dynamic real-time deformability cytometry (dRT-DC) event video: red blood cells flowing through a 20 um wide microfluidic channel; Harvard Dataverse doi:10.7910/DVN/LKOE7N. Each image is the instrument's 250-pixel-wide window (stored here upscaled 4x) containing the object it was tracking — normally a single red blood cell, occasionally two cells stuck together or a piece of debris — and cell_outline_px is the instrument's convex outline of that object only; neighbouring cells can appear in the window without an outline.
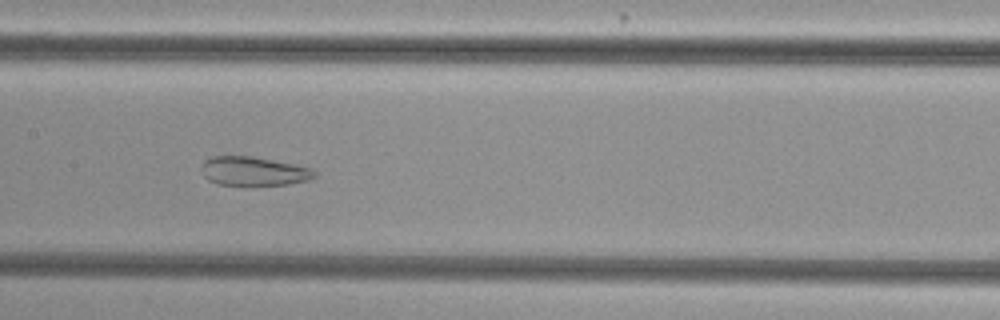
{"species": "common noctule bat (a hibernating species)", "species_latin": "Nyctalus noctula", "temperature_condition": "cold", "stored_images_in_passage": 52, "camera_frame_rate_fps": 3000, "um_per_image_px": 0.085, "animal": {"sex": "female", "body_mass_g": 29.2, "forearm_length_mm": 56.3}, "frame": {"image": 1, "passage_image": 25, "time_ms": 8.0, "image_size_px": [1000, 320], "cell_outline_px": [[316, 176], [308, 180], [288, 184], [216, 184], [208, 180], [204, 176], [204, 160], [212, 156], [252, 156], [296, 164], [312, 168], [316, 172]], "centroid_in_image_um": [21.61, 14.53], "position_along_channel_um": 185.8, "area_um2": 18.79}}
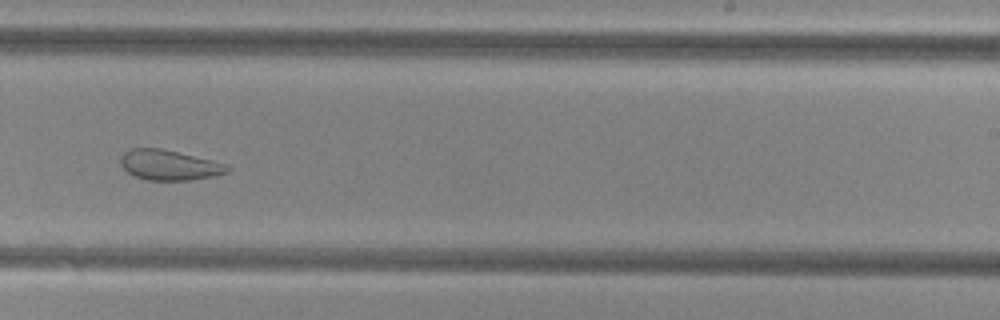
{"frame": {"image": 2, "passage_image": 32, "time_ms": 10.333, "image_size_px": [1000, 320], "cell_outline_px": [[232, 168], [228, 172], [212, 176], [188, 180], [144, 180], [128, 172], [120, 164], [120, 156], [124, 152], [132, 148], [160, 148], [212, 160], [228, 164]], "centroid_in_image_um": [14.38, 14.03], "position_along_channel_um": 274.6, "area_um2": 18.73}}
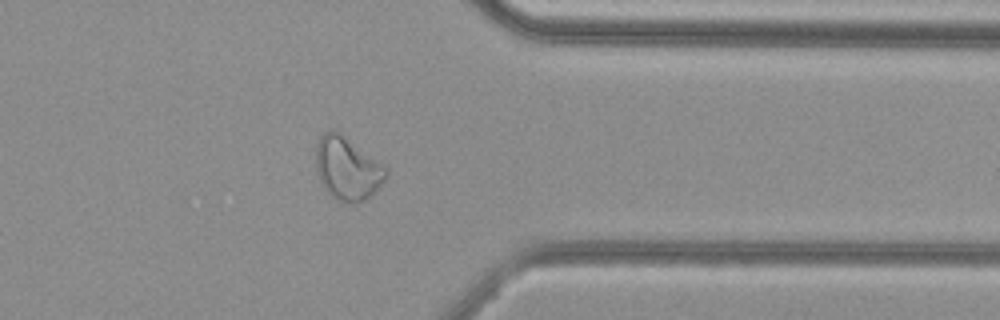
{"frame": {"image": 3, "passage_image": 41, "time_ms": 13.333, "image_size_px": [1000, 320], "cell_outline_px": [[388, 176], [364, 200], [356, 204], [336, 200], [320, 184], [316, 172], [316, 144], [320, 136], [328, 128], [332, 128], [340, 132], [384, 164], [388, 168]], "centroid_in_image_um": [29.5, 14.28], "position_along_channel_um": 381.9, "area_um2": 26.07}, "authors_computed_cell_mechanics": {"area_um2": 27.166, "velocity_mm_per_s": 3.8207, "shape_relaxation_time_tau1_ms": null, "shape_relaxation_time_tau2_ms": 1.8068, "deformation_change_tau1": null, "deformation_change_tau2": 0.0891}}